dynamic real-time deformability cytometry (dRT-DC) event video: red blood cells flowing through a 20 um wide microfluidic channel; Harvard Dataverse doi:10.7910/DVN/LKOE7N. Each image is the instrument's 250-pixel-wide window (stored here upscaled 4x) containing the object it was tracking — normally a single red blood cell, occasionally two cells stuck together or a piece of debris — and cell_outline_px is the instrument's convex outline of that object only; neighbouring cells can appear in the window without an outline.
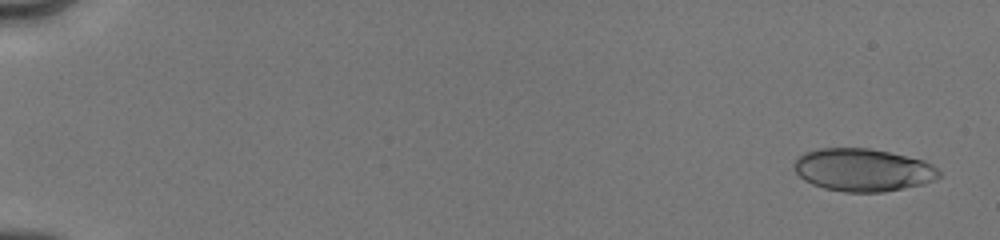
{"species": "human", "species_latin": "Homo sapiens", "temperature_condition": "cold", "stored_images_in_passage": 48, "camera_frame_rate_fps": 3000, "um_per_image_px": 0.085, "donor": {"sex": "male"}, "frame": {"image": 1, "passage_image": 1, "time_ms": 0.0, "image_size_px": [1000, 240], "cell_outline_px": [[940, 176], [936, 180], [924, 184], [884, 192], [844, 192], [824, 188], [812, 184], [804, 180], [792, 168], [796, 160], [804, 152], [820, 148], [868, 148], [888, 152], [924, 160], [932, 164], [940, 172]], "centroid_in_image_um": [73.36, 14.45], "position_along_channel_um": 11.6, "area_um2": 36.18}}
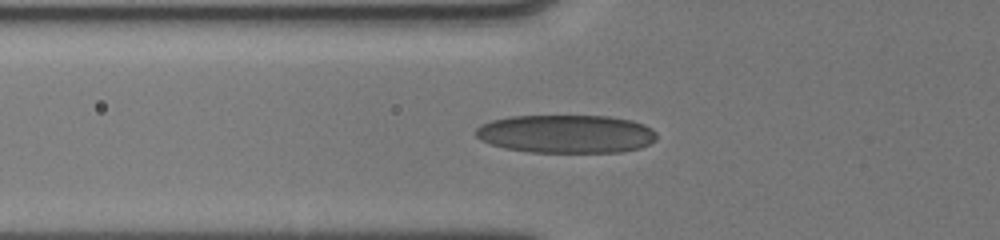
{"frame": {"image": 2, "passage_image": 23, "time_ms": 6.0, "image_size_px": [1000, 240], "cell_outline_px": [[656, 140], [640, 148], [620, 152], [528, 152], [504, 148], [480, 140], [476, 136], [476, 128], [480, 124], [492, 120], [508, 116], [608, 116], [632, 120], [644, 124], [656, 132]], "centroid_in_image_um": [48.11, 11.38], "position_along_channel_um": 77.7, "area_um2": 40.52}}
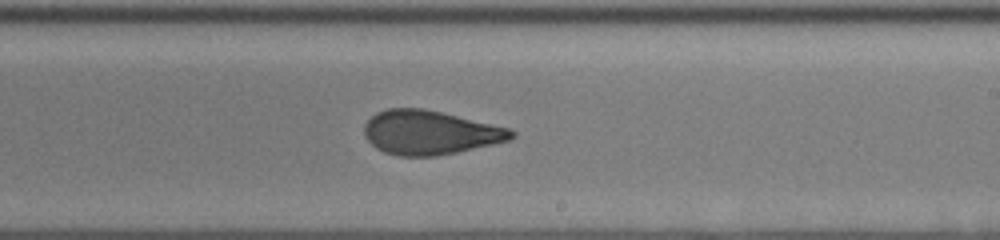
{"frame": {"image": 3, "passage_image": 47, "time_ms": 10.333, "image_size_px": [1000, 240], "cell_outline_px": [[516, 136], [508, 140], [492, 144], [456, 152], [436, 156], [396, 156], [384, 152], [376, 148], [364, 136], [364, 124], [376, 112], [388, 108], [424, 108], [508, 128], [516, 132]], "centroid_in_image_um": [36.5, 11.26], "position_along_channel_um": 252.5, "area_um2": 37.57}}